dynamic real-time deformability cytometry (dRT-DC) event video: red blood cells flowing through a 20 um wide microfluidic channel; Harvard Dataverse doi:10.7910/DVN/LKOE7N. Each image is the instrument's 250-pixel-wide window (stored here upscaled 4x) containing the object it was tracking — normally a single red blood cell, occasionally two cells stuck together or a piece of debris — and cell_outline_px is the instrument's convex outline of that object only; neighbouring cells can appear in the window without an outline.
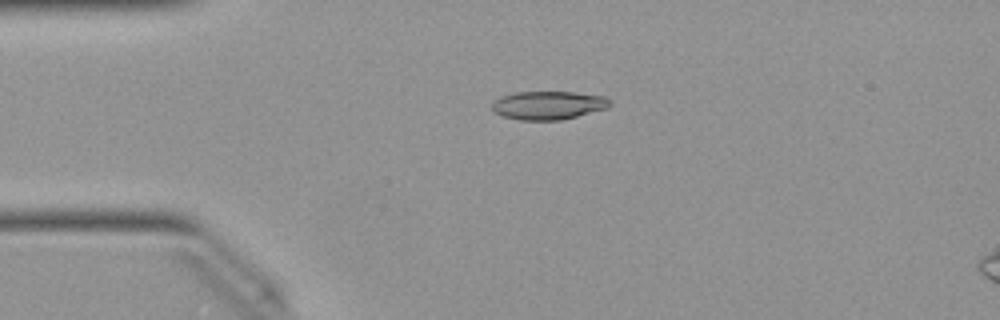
{"species": "Egyptian fruit bat (a non-hibernating species)", "species_latin": "Rousettus aegyptiacus", "temperature_condition": "warm", "stored_images_in_passage": 42, "camera_frame_rate_fps": 3000, "um_per_image_px": 0.085, "animal": {"sex": "female"}, "frame": {"image": 1, "passage_image": 3, "time_ms": 0.667, "image_size_px": [1000, 320], "cell_outline_px": [[612, 104], [608, 108], [560, 120], [520, 120], [504, 116], [496, 112], [492, 108], [492, 100], [500, 96], [516, 92], [576, 92], [604, 96], [612, 100]], "centroid_in_image_um": [46.62, 8.93], "position_along_channel_um": 38.4, "area_um2": 19.59}}
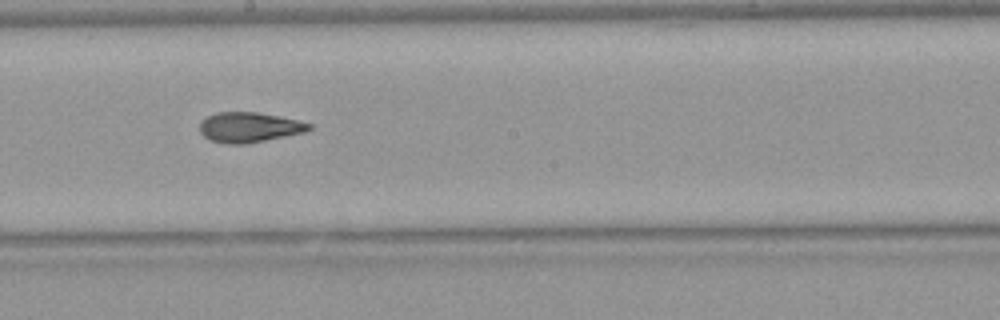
{"frame": {"image": 2, "passage_image": 19, "time_ms": 6.0, "image_size_px": [1000, 320], "cell_outline_px": [[312, 128], [304, 132], [244, 144], [228, 144], [208, 140], [200, 132], [200, 124], [208, 116], [216, 112], [256, 112], [296, 120], [312, 124]], "centroid_in_image_um": [21.15, 10.82], "position_along_channel_um": 227.1, "area_um2": 18.84}}
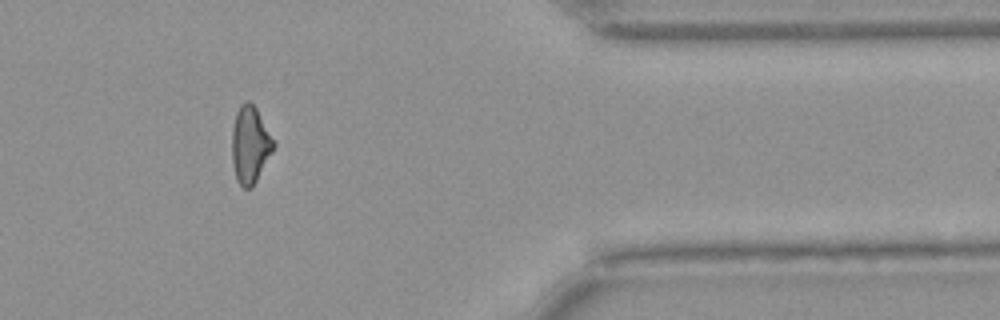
{"frame": {"image": 3, "passage_image": 33, "time_ms": 10.667, "image_size_px": [1000, 320], "cell_outline_px": [[276, 144], [272, 152], [252, 188], [244, 188], [236, 180], [232, 164], [232, 128], [236, 112], [240, 104], [244, 100], [248, 100], [256, 108], [276, 140]], "centroid_in_image_um": [21.26, 12.28], "position_along_channel_um": 390.1, "area_um2": 18.96}, "authors_computed_cell_mechanics": {"area_um2": 19.1318, "velocity_mm_per_s": 4.047, "shape_relaxation_time_tau1_ms": null, "shape_relaxation_time_tau2_ms": 1.755, "deformation_change_tau1": null, "deformation_change_tau2": 0.0966}}